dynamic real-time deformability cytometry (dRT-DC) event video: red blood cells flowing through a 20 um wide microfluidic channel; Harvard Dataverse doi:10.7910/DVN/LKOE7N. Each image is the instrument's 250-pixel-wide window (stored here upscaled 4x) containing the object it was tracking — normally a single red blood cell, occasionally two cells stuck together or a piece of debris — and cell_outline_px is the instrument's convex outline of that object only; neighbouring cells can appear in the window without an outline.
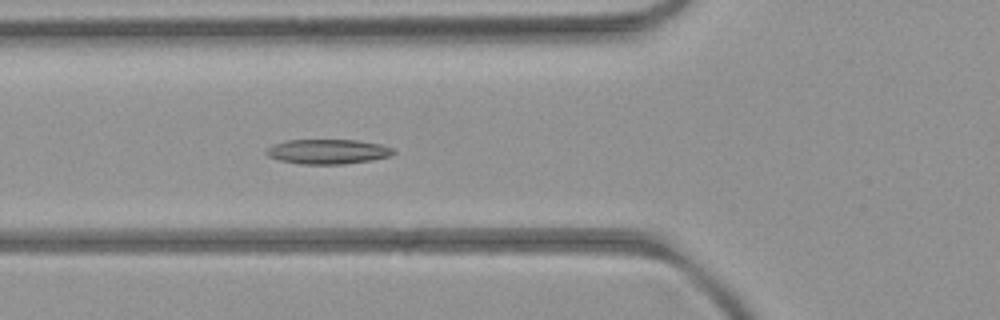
{"species": "common noctule bat (a hibernating species)", "species_latin": "Nyctalus noctula", "temperature_condition": "room temperature", "stored_images_in_passage": 3, "camera_frame_rate_fps": 3000, "um_per_image_px": 0.085, "animal": {"sex": "female", "body_mass_g": 21.9}, "frame": {"image": 1, "passage_image": 3, "time_ms": 2.333, "image_size_px": [1000, 320], "cell_outline_px": [[396, 152], [392, 156], [372, 160], [344, 164], [300, 164], [280, 160], [268, 156], [264, 152], [272, 144], [284, 140], [356, 140], [380, 144], [392, 148]], "centroid_in_image_um": [27.86, 12.88], "position_along_channel_um": 97.9, "area_um2": 18.44}}